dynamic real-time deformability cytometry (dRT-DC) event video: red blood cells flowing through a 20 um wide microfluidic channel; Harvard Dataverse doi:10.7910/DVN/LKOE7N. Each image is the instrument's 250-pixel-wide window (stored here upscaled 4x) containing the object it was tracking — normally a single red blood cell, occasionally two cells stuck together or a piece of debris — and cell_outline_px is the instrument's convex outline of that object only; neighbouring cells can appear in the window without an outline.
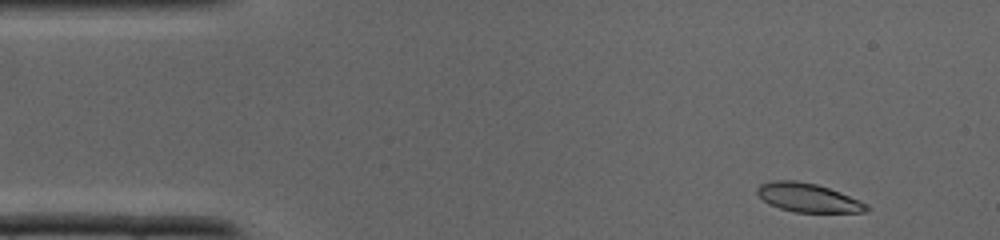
{"species": "common noctule bat (a hibernating species)", "species_latin": "Nyctalus noctula", "temperature_condition": "cold", "stored_images_in_passage": 34, "camera_frame_rate_fps": 3000, "um_per_image_px": 0.085, "animal": {"sex": "male", "body_mass_g": 19.0, "forearm_length_mm": 50.8}, "frame": {"image": 1, "passage_image": 1, "time_ms": 0.0, "image_size_px": [1000, 240], "cell_outline_px": [[868, 212], [796, 212], [780, 208], [768, 204], [756, 192], [756, 188], [760, 184], [772, 180], [796, 180], [816, 184], [840, 192], [860, 200], [868, 204]], "centroid_in_image_um": [68.67, 16.8], "position_along_channel_um": 16.3, "area_um2": 18.32}}
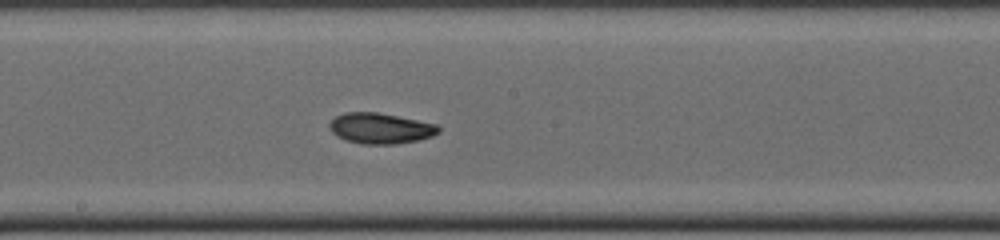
{"frame": {"image": 2, "passage_image": 17, "time_ms": 5.333, "image_size_px": [1000, 240], "cell_outline_px": [[440, 132], [432, 136], [416, 140], [396, 144], [360, 144], [344, 140], [336, 136], [328, 128], [328, 124], [336, 116], [344, 112], [376, 112], [436, 124], [440, 128]], "centroid_in_image_um": [32.28, 10.91], "position_along_channel_um": 215.9, "area_um2": 19.48}}
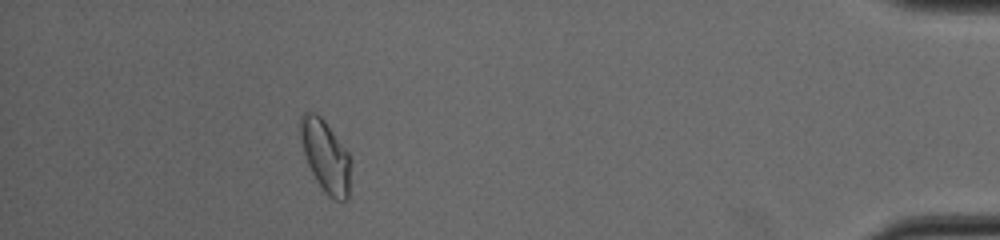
{"frame": {"image": 3, "passage_image": 31, "time_ms": 10.0, "image_size_px": [1000, 240], "cell_outline_px": [[348, 200], [336, 200], [328, 196], [324, 192], [316, 180], [308, 164], [304, 152], [300, 136], [300, 116], [304, 112], [316, 112], [324, 120], [348, 152]], "centroid_in_image_um": [27.63, 13.24], "position_along_channel_um": 407.6, "area_um2": 20.52}}